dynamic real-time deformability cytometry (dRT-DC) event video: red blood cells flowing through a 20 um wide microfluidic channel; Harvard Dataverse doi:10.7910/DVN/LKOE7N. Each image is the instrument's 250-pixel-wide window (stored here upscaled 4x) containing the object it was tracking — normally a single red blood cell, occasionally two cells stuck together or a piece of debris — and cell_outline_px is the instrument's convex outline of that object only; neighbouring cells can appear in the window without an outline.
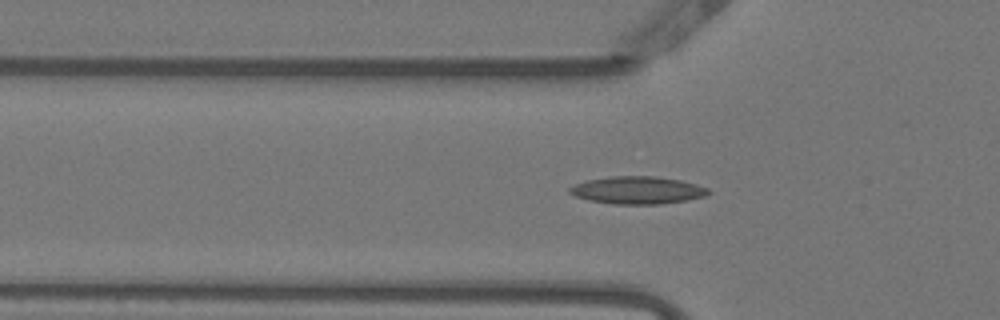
{"species": "Egyptian fruit bat (a non-hibernating species)", "species_latin": "Rousettus aegyptiacus", "temperature_condition": "warm", "stored_images_in_passage": 40, "camera_frame_rate_fps": 3000, "um_per_image_px": 0.085, "animal": {"sex": "female"}, "frame": {"image": 1, "passage_image": 10, "time_ms": 3.0, "image_size_px": [1000, 320], "cell_outline_px": [[712, 192], [708, 196], [688, 200], [660, 204], [612, 204], [588, 200], [576, 196], [568, 192], [568, 188], [576, 184], [588, 180], [608, 176], [656, 176], [680, 180], [696, 184], [708, 188]], "centroid_in_image_um": [54.22, 16.17], "position_along_channel_um": 71.6, "area_um2": 22.43}}
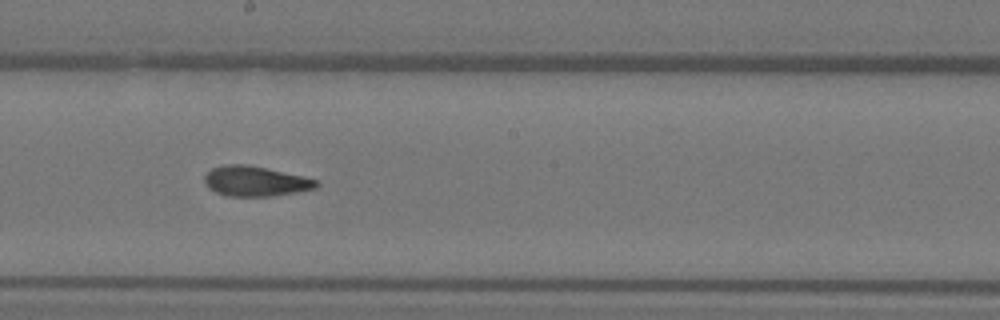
{"frame": {"image": 2, "passage_image": 22, "time_ms": 7.0, "image_size_px": [1000, 320], "cell_outline_px": [[320, 184], [316, 188], [296, 192], [272, 196], [228, 196], [216, 192], [208, 188], [204, 184], [204, 176], [212, 168], [224, 164], [248, 164], [304, 176], [320, 180]], "centroid_in_image_um": [21.72, 15.39], "position_along_channel_um": 226.5, "area_um2": 19.83}}
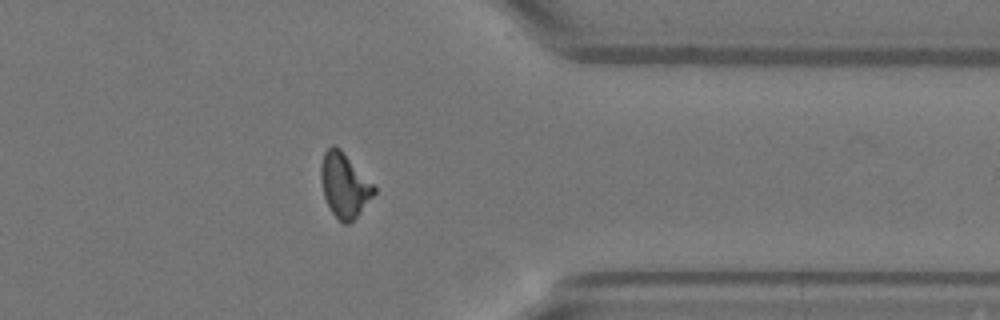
{"frame": {"image": 3, "passage_image": 35, "time_ms": 11.333, "image_size_px": [1000, 320], "cell_outline_px": [[376, 192], [356, 216], [348, 224], [344, 224], [332, 212], [324, 196], [320, 180], [320, 164], [324, 152], [332, 144], [340, 148], [376, 188]], "centroid_in_image_um": [29.24, 15.71], "position_along_channel_um": 382.2, "area_um2": 19.54}, "authors_computed_cell_mechanics": {"area_um2": 19.7965, "velocity_mm_per_s": 3.8466, "shape_relaxation_time_tau1_ms": null, "shape_relaxation_time_tau2_ms": 2.7196, "deformation_change_tau1": null, "deformation_change_tau2": 0.0962}}